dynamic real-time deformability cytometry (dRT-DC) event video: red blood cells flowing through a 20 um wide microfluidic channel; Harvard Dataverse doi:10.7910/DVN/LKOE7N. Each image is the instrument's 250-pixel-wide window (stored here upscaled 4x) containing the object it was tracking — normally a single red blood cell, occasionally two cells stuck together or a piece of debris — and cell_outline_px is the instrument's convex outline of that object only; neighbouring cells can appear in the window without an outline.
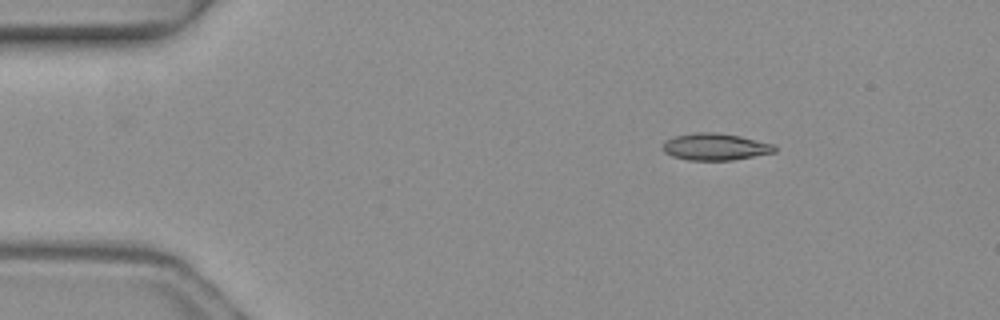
{"species": "common noctule bat (a hibernating species)", "species_latin": "Nyctalus noctula", "temperature_condition": "warm", "stored_images_in_passage": 5, "camera_frame_rate_fps": 3000, "um_per_image_px": 0.085, "animal": {"sex": "female", "body_mass_g": 19.3, "forearm_length_mm": 54.1}, "frame": {"image": 1, "passage_image": 3, "time_ms": 0.667, "image_size_px": [1000, 320], "cell_outline_px": [[776, 152], [732, 160], [688, 160], [672, 156], [664, 152], [664, 140], [676, 136], [696, 132], [716, 132], [740, 136], [776, 144]], "centroid_in_image_um": [60.83, 12.47], "position_along_channel_um": 24.2, "area_um2": 17.57}}
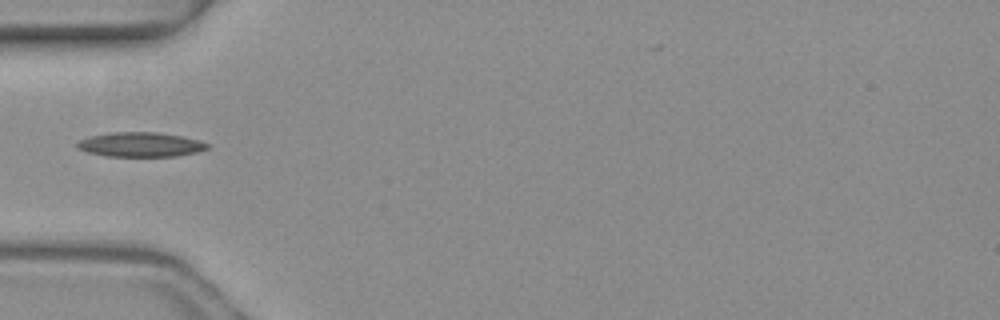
{"frame": {"image": 2, "passage_image": 5, "time_ms": 1.333, "image_size_px": [1000, 320], "cell_outline_px": [[208, 148], [196, 152], [176, 156], [104, 156], [88, 152], [76, 148], [76, 144], [80, 140], [92, 136], [112, 132], [156, 132], [184, 136], [208, 144]], "centroid_in_image_um": [11.92, 12.29], "position_along_channel_um": 73.1, "area_um2": 18.44}}